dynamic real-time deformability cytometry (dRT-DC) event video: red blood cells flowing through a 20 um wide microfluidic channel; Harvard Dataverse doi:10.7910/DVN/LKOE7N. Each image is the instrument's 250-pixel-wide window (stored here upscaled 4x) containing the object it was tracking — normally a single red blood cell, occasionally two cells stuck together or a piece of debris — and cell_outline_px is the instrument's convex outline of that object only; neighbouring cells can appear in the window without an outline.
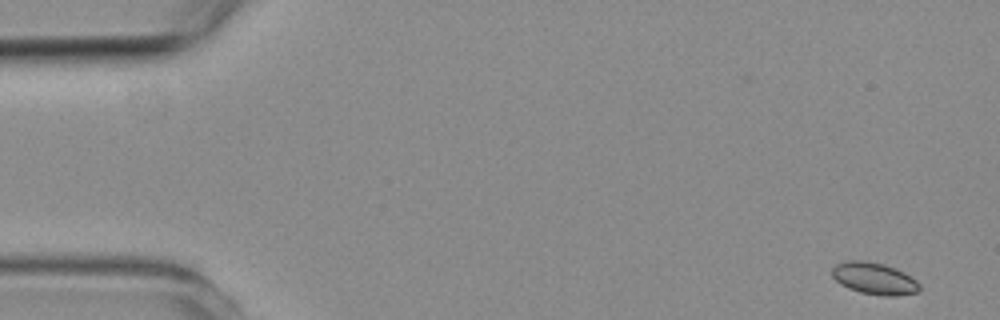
{"species": "common noctule bat (a hibernating species)", "species_latin": "Nyctalus noctula", "temperature_condition": "room temperature", "stored_images_in_passage": 5, "camera_frame_rate_fps": 3000, "um_per_image_px": 0.085, "animal": {"sex": "female", "body_mass_g": 19.3, "forearm_length_mm": 54.1}, "frame": {"image": 1, "passage_image": 1, "time_ms": 0.0, "image_size_px": [1000, 320], "cell_outline_px": [[920, 292], [896, 296], [884, 296], [860, 292], [848, 288], [840, 284], [832, 276], [832, 268], [836, 264], [844, 260], [864, 260], [884, 264], [896, 268], [904, 272], [916, 280], [920, 284]], "centroid_in_image_um": [74.32, 23.66], "position_along_channel_um": 10.7, "area_um2": 16.47}}